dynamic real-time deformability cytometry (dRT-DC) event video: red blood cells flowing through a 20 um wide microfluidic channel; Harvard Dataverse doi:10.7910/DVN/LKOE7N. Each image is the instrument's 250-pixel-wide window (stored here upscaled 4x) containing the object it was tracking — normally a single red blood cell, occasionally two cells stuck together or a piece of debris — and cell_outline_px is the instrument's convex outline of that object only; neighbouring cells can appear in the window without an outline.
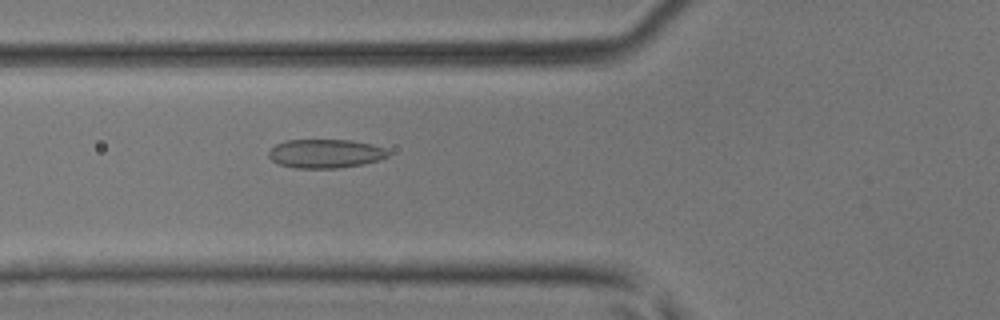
{"species": "common noctule bat (a hibernating species)", "species_latin": "Nyctalus noctula", "temperature_condition": "room temperature", "stored_images_in_passage": 6, "camera_frame_rate_fps": 3000, "um_per_image_px": 0.085, "animal": {"sex": "male", "body_mass_g": 17.9, "forearm_length_mm": 54.2}, "frame": {"image": 1, "passage_image": 6, "time_ms": 6.667, "image_size_px": [1000, 320], "cell_outline_px": [[388, 156], [380, 160], [364, 164], [340, 168], [296, 168], [280, 164], [272, 160], [268, 156], [268, 152], [276, 144], [284, 140], [352, 140], [372, 144], [384, 148], [388, 152]], "centroid_in_image_um": [27.67, 13.05], "position_along_channel_um": 98.1, "area_um2": 20.11}}